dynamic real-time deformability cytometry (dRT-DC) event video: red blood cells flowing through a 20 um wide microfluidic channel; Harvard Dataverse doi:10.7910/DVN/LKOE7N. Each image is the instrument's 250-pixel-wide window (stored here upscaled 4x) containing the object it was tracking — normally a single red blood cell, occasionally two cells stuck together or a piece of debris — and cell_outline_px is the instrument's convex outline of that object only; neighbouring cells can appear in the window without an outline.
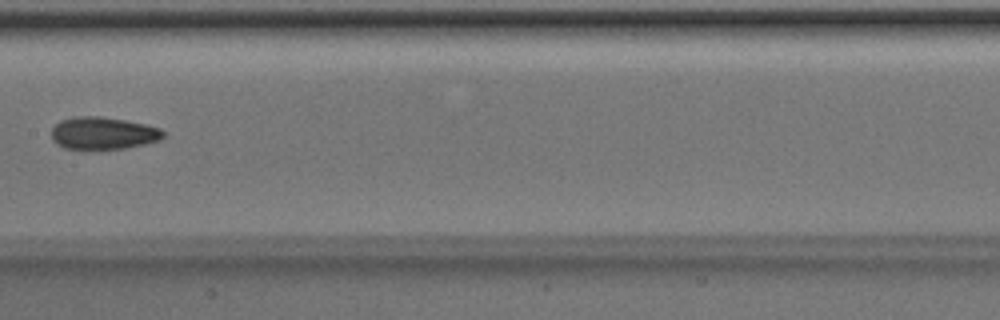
{"species": "Egyptian fruit bat (a non-hibernating species)", "species_latin": "Rousettus aegyptiacus", "temperature_condition": "room temperature", "stored_images_in_passage": 7, "camera_frame_rate_fps": 3000, "um_per_image_px": 0.085, "animal": {"sex": "male"}, "frame": {"image": 1, "passage_image": 7, "time_ms": 2.0, "image_size_px": [1000, 320], "cell_outline_px": [[164, 136], [160, 140], [144, 144], [124, 148], [84, 152], [64, 148], [56, 144], [52, 140], [52, 128], [60, 120], [72, 116], [100, 116], [124, 120], [144, 124], [160, 128], [164, 132]], "centroid_in_image_um": [8.7, 11.36], "position_along_channel_um": 198.7, "area_um2": 21.79}}